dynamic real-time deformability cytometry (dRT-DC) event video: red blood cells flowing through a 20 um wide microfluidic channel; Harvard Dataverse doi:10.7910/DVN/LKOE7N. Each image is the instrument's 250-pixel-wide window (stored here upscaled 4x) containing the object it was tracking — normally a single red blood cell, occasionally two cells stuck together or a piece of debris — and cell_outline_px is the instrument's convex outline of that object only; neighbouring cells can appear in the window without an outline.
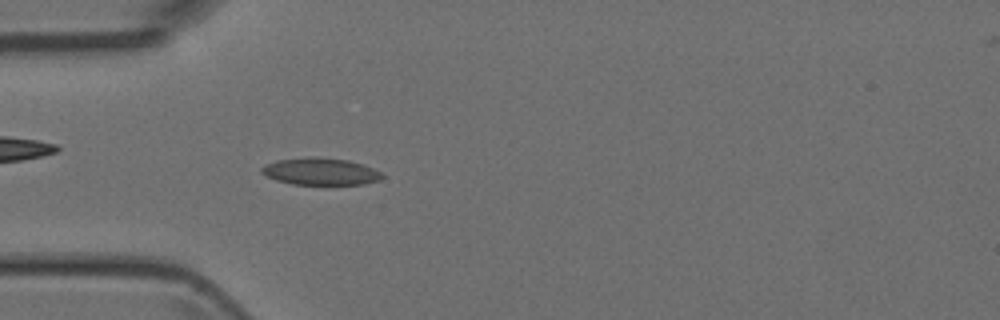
{"species": "Egyptian fruit bat (a non-hibernating species)", "species_latin": "Rousettus aegyptiacus", "temperature_condition": "room temperature", "stored_images_in_passage": 49, "camera_frame_rate_fps": 3000, "um_per_image_px": 0.085, "animal": {"sex": "female"}, "frame": {"image": 1, "passage_image": 14, "time_ms": 4.333, "image_size_px": [1000, 320], "cell_outline_px": [[384, 176], [380, 180], [364, 184], [292, 184], [276, 180], [260, 172], [260, 168], [264, 164], [276, 160], [348, 160], [364, 164], [380, 172]], "centroid_in_image_um": [27.26, 14.63], "position_along_channel_um": 57.7, "area_um2": 18.03}}
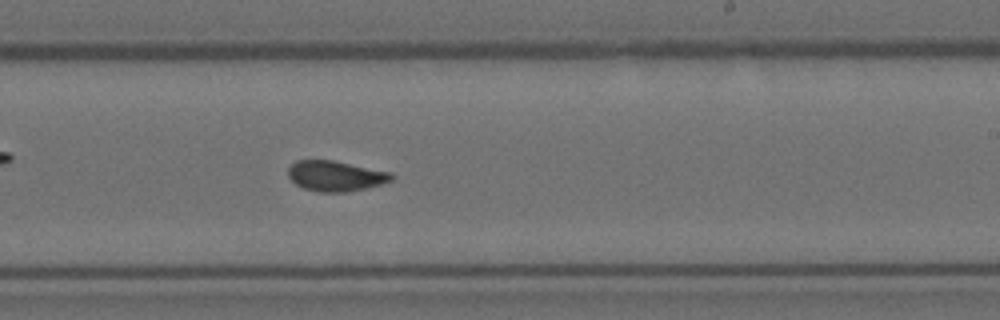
{"frame": {"image": 2, "passage_image": 29, "time_ms": 9.333, "image_size_px": [1000, 320], "cell_outline_px": [[392, 180], [380, 184], [364, 188], [344, 192], [320, 192], [304, 188], [296, 184], [288, 176], [288, 168], [296, 160], [332, 160], [392, 172]], "centroid_in_image_um": [28.5, 14.95], "position_along_channel_um": 260.5, "area_um2": 18.09}}
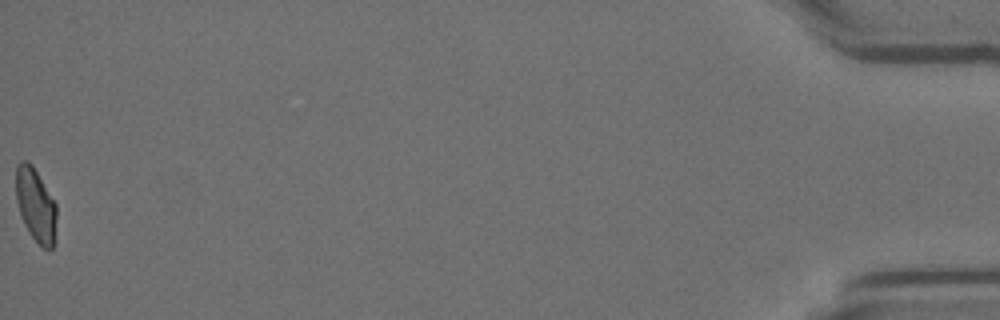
{"frame": {"image": 3, "passage_image": 49, "time_ms": 16.0, "image_size_px": [1000, 320], "cell_outline_px": [[56, 216], [52, 248], [48, 252], [28, 232], [20, 216], [16, 200], [16, 164], [20, 160], [28, 160], [32, 164], [56, 204]], "centroid_in_image_um": [3.0, 17.39], "position_along_channel_um": 432.2, "area_um2": 17.34}}